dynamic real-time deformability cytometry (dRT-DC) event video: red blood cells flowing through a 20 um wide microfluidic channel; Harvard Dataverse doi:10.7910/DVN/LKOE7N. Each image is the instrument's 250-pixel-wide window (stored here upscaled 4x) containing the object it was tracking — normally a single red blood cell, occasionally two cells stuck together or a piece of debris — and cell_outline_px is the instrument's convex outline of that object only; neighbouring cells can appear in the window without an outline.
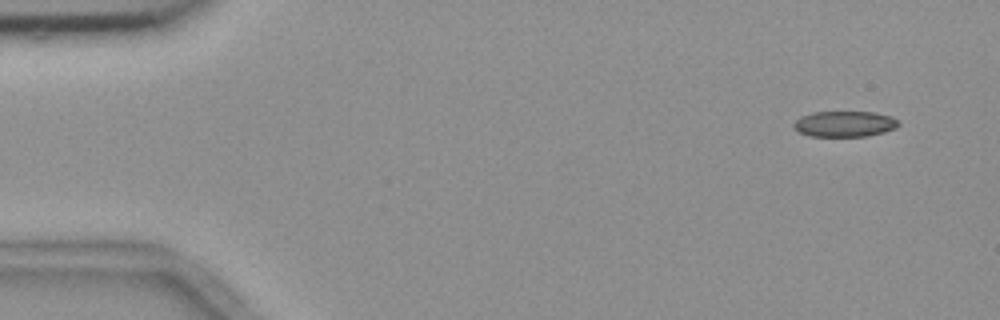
{"species": "common noctule bat (a hibernating species)", "species_latin": "Nyctalus noctula", "temperature_condition": "room temperature", "stored_images_in_passage": 53, "camera_frame_rate_fps": 3000, "um_per_image_px": 0.085, "animal": {"sex": "female", "body_mass_g": 18.4}, "frame": {"image": 1, "passage_image": 1, "time_ms": 0.0, "image_size_px": [1000, 320], "cell_outline_px": [[900, 124], [896, 128], [884, 132], [864, 136], [808, 136], [800, 132], [796, 128], [796, 120], [800, 116], [812, 112], [872, 112], [892, 116]], "centroid_in_image_um": [71.82, 10.53], "position_along_channel_um": 13.2, "area_um2": 15.55}}
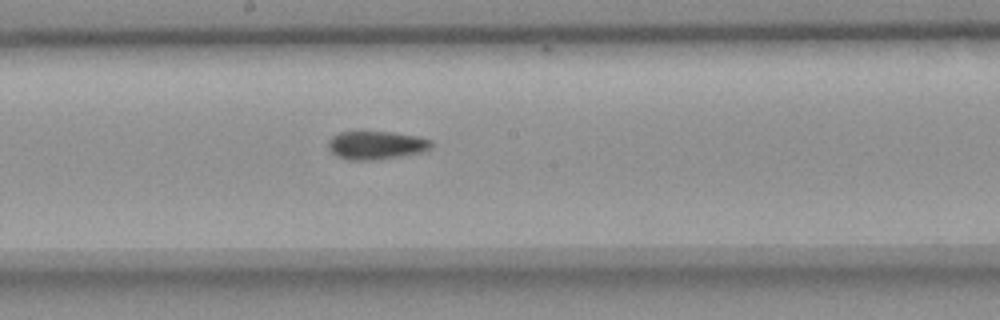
{"frame": {"image": 2, "passage_image": 27, "time_ms": 8.667, "image_size_px": [1000, 320], "cell_outline_px": [[432, 148], [420, 152], [372, 160], [356, 160], [340, 156], [332, 152], [328, 148], [328, 140], [332, 136], [340, 132], [392, 132], [416, 136], [432, 140]], "centroid_in_image_um": [31.98, 12.32], "position_along_channel_um": 216.2, "area_um2": 16.59}}
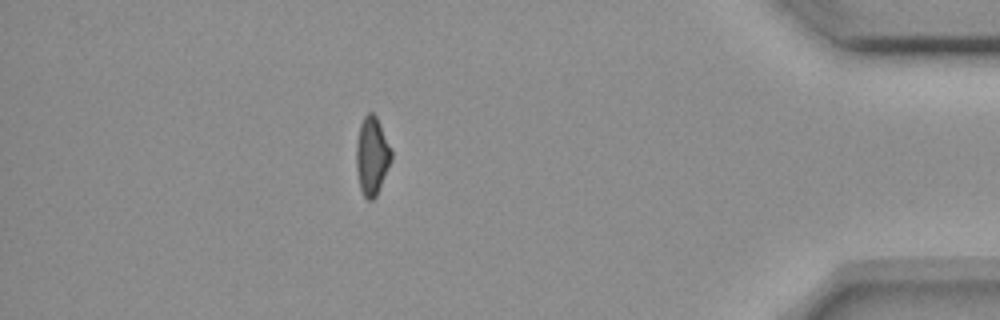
{"frame": {"image": 3, "passage_image": 46, "time_ms": 15.0, "image_size_px": [1000, 320], "cell_outline_px": [[392, 160], [376, 196], [372, 200], [368, 200], [364, 196], [360, 188], [356, 168], [356, 144], [360, 124], [364, 116], [368, 112], [372, 112], [376, 116], [380, 124], [392, 152]], "centroid_in_image_um": [31.61, 13.25], "position_along_channel_um": 403.6, "area_um2": 15.9}, "authors_computed_cell_mechanics": {"area_um2": 16.5886, "velocity_mm_per_s": 3.6617, "shape_relaxation_time_tau1_ms": 11.0951, "shape_relaxation_time_tau2_ms": 3.8777, "deformation_change_tau1": 0.1666, "deformation_change_tau2": 0.0964}}